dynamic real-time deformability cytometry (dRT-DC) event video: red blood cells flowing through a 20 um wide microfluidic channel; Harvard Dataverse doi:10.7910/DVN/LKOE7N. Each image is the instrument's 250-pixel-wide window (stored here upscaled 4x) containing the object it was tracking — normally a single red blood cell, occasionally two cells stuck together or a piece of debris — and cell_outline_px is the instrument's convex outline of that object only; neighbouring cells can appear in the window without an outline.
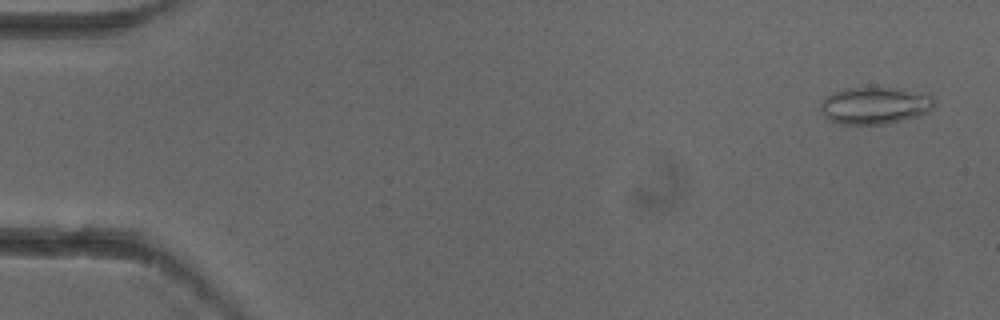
{"species": "common noctule bat (a hibernating species)", "species_latin": "Nyctalus noctula", "temperature_condition": "cold", "stored_images_in_passage": 5, "camera_frame_rate_fps": 3000, "um_per_image_px": 0.085, "animal": {"sex": "female"}, "frame": {"image": 1, "passage_image": 1, "time_ms": 0.0, "image_size_px": [1000, 320], "cell_outline_px": [[936, 104], [928, 112], [904, 120], [884, 124], [840, 124], [828, 120], [824, 116], [820, 108], [820, 104], [824, 96], [832, 92], [844, 88], [904, 88], [932, 96], [936, 100]], "centroid_in_image_um": [74.35, 8.96], "position_along_channel_um": 10.7, "area_um2": 24.91}}